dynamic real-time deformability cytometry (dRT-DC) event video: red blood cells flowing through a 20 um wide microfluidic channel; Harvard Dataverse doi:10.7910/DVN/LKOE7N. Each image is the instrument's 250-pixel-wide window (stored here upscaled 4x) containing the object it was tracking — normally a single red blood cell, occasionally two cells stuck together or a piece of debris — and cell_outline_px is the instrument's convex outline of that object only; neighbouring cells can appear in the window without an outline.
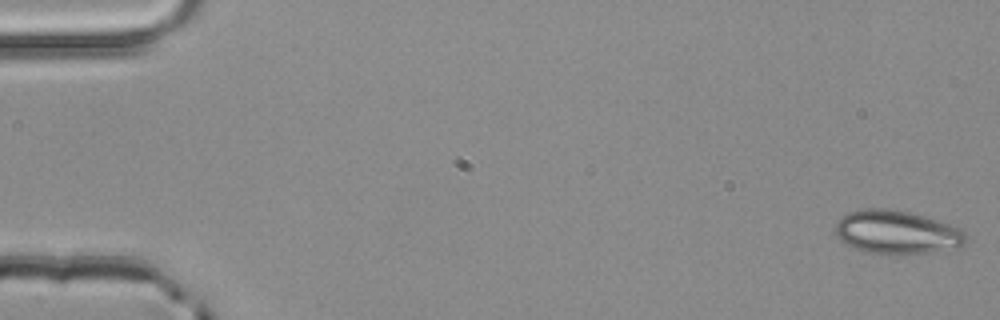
{"species": "common noctule bat (a hibernating species)", "species_latin": "Nyctalus noctula", "temperature_condition": "room temperature", "stored_images_in_passage": 4, "camera_frame_rate_fps": 3000, "um_per_image_px": 0.085, "animal": {"sex": "male", "body_mass_g": 20.4}, "frame": {"image": 1, "passage_image": 1, "time_ms": 0.0, "image_size_px": [1000, 320], "cell_outline_px": [[964, 244], [960, 248], [928, 252], [868, 252], [856, 248], [840, 240], [836, 236], [836, 220], [848, 212], [864, 208], [884, 208], [908, 212], [936, 220], [948, 224], [964, 232]], "centroid_in_image_um": [76.18, 19.71], "position_along_channel_um": 8.8, "area_um2": 32.14}}